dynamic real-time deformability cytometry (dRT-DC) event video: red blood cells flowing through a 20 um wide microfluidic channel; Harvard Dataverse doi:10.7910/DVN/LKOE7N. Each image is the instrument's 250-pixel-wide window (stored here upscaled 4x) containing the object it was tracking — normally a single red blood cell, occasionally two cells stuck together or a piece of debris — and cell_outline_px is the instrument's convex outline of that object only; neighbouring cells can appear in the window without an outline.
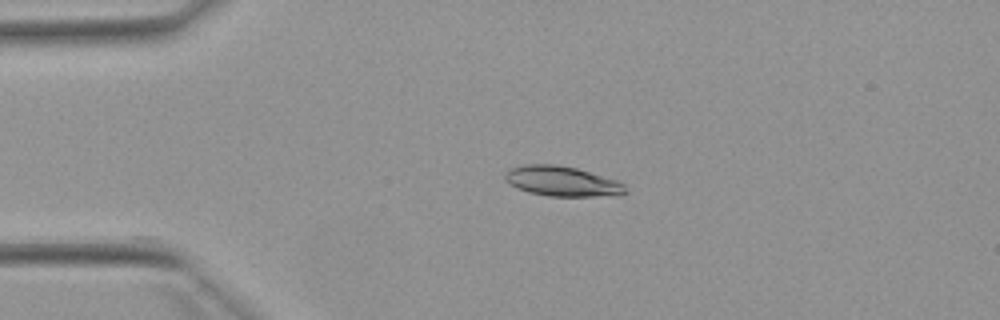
{"species": "Egyptian fruit bat (a non-hibernating species)", "species_latin": "Rousettus aegyptiacus", "temperature_condition": "warm", "stored_images_in_passage": 34, "camera_frame_rate_fps": 3000, "um_per_image_px": 0.085, "animal": {"sex": "female"}, "frame": {"image": 1, "passage_image": 1, "time_ms": 0.0, "image_size_px": [1000, 320], "cell_outline_px": [[628, 192], [620, 196], [548, 196], [528, 192], [516, 188], [504, 180], [504, 176], [512, 168], [524, 164], [556, 164], [576, 168], [616, 180], [624, 184]], "centroid_in_image_um": [47.8, 15.42], "position_along_channel_um": 37.2, "area_um2": 21.15}}
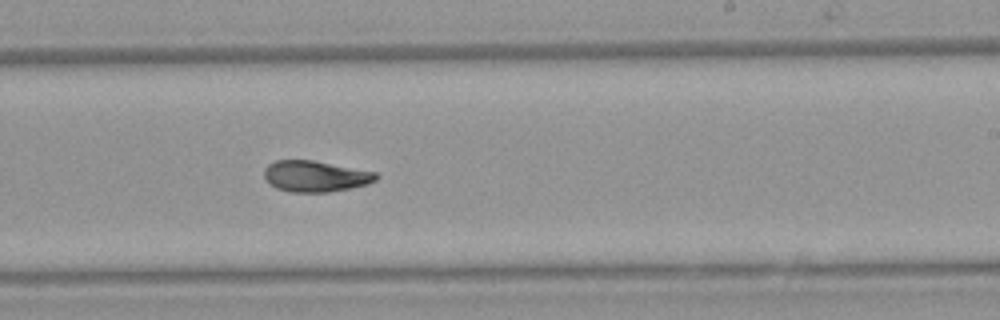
{"frame": {"image": 2, "passage_image": 21, "time_ms": 6.667, "image_size_px": [1000, 320], "cell_outline_px": [[380, 176], [376, 180], [368, 184], [328, 192], [292, 192], [276, 188], [268, 184], [264, 176], [264, 168], [268, 164], [276, 160], [312, 160], [376, 172]], "centroid_in_image_um": [26.78, 14.98], "position_along_channel_um": 262.2, "area_um2": 20.29}}
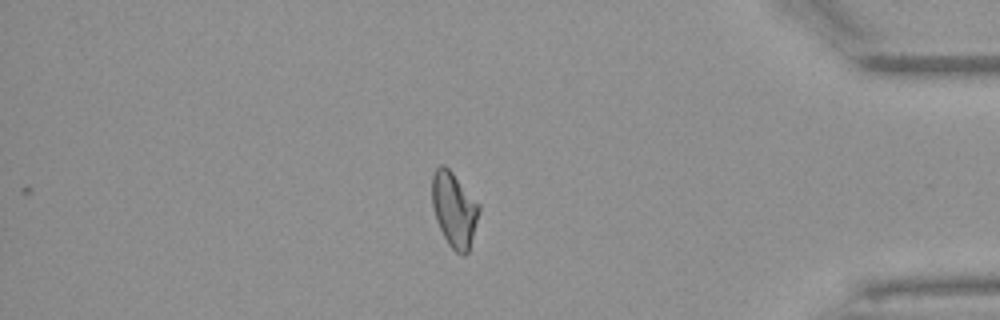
{"frame": {"image": 3, "passage_image": 34, "time_ms": 11.0, "image_size_px": [1000, 320], "cell_outline_px": [[480, 212], [468, 252], [464, 256], [456, 252], [448, 244], [436, 220], [432, 204], [432, 176], [436, 168], [440, 164], [444, 164], [452, 172], [480, 204]], "centroid_in_image_um": [38.61, 17.8], "position_along_channel_um": 396.6, "area_um2": 20.46}, "authors_computed_cell_mechanics": {"area_um2": 20.6924, "velocity_mm_per_s": 3.8991, "shape_relaxation_time_tau1_ms": 8.6629, "shape_relaxation_time_tau2_ms": 3.4689, "deformation_change_tau1": 0.23, "deformation_change_tau2": 0.075}}